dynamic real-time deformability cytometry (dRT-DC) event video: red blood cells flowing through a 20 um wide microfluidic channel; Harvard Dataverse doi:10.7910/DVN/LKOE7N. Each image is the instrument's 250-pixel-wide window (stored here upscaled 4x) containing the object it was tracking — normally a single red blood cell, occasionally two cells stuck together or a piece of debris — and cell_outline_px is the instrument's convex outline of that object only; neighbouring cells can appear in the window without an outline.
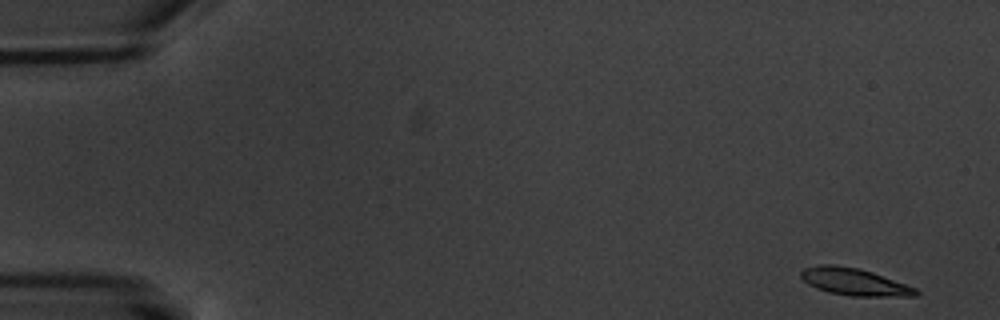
{"species": "common noctule bat (a hibernating species)", "species_latin": "Nyctalus noctula", "temperature_condition": "warm", "stored_images_in_passage": 8, "camera_frame_rate_fps": 3000, "um_per_image_px": 0.085, "animal": {"sex": "male", "body_mass_g": 20.1, "forearm_length_mm": 53.5}, "frame": {"image": 1, "passage_image": 1, "time_ms": 0.0, "image_size_px": [1000, 320], "cell_outline_px": [[920, 292], [916, 296], [852, 296], [828, 292], [816, 288], [808, 284], [800, 276], [800, 272], [804, 268], [820, 264], [832, 264], [860, 268], [872, 272], [916, 288]], "centroid_in_image_um": [72.59, 23.95], "position_along_channel_um": 12.4, "area_um2": 18.15}}
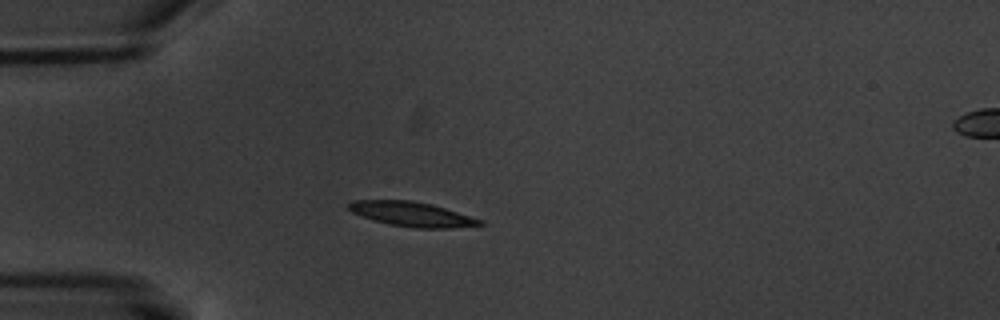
{"frame": {"image": 2, "passage_image": 4, "time_ms": 4.667, "image_size_px": [1000, 320], "cell_outline_px": [[484, 224], [452, 228], [412, 228], [388, 224], [372, 220], [360, 216], [352, 212], [348, 208], [348, 204], [352, 200], [412, 200], [432, 204], [484, 220]], "centroid_in_image_um": [34.99, 18.2], "position_along_channel_um": 50.0, "area_um2": 18.96}}